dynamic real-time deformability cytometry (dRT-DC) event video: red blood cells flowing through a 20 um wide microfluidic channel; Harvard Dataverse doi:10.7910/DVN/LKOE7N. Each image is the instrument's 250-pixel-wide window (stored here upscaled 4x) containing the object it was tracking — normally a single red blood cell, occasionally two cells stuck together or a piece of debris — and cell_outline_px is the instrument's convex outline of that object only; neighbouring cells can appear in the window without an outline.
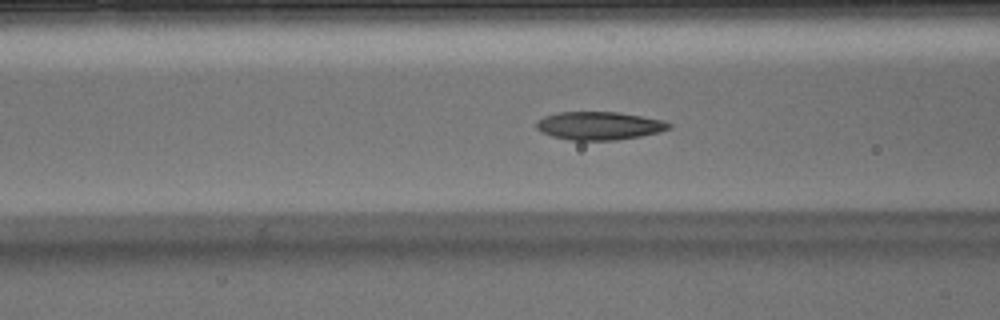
{"species": "Egyptian fruit bat (a non-hibernating species)", "species_latin": "Rousettus aegyptiacus", "temperature_condition": "warm", "stored_images_in_passage": 51, "camera_frame_rate_fps": 3000, "um_per_image_px": 0.085, "animal": {"sex": "male"}, "frame": {"image": 1, "passage_image": 18, "time_ms": 5.667, "image_size_px": [1000, 320], "cell_outline_px": [[672, 128], [660, 132], [640, 136], [616, 140], [572, 140], [552, 136], [540, 132], [536, 128], [536, 120], [544, 116], [556, 112], [616, 112], [664, 120], [672, 124]], "centroid_in_image_um": [50.92, 10.68], "position_along_channel_um": 115.7, "area_um2": 21.85}}
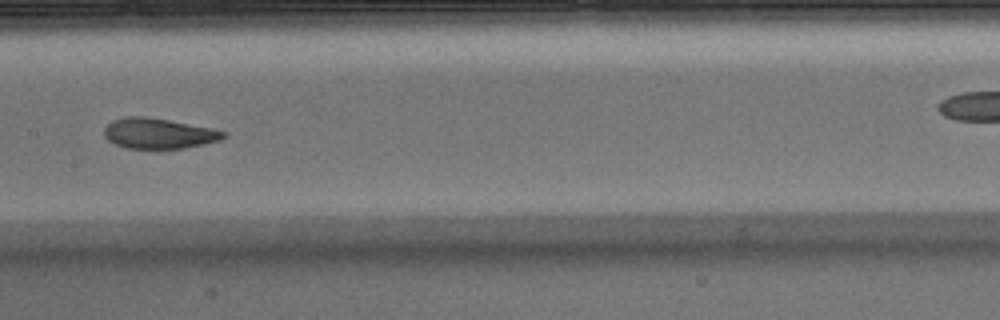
{"frame": {"image": 2, "passage_image": 24, "time_ms": 7.667, "image_size_px": [1000, 320], "cell_outline_px": [[228, 136], [220, 140], [204, 144], [184, 148], [124, 148], [108, 140], [104, 136], [104, 128], [112, 120], [124, 116], [144, 116], [168, 120], [212, 128], [228, 132]], "centroid_in_image_um": [13.49, 11.33], "position_along_channel_um": 193.9, "area_um2": 21.21}}
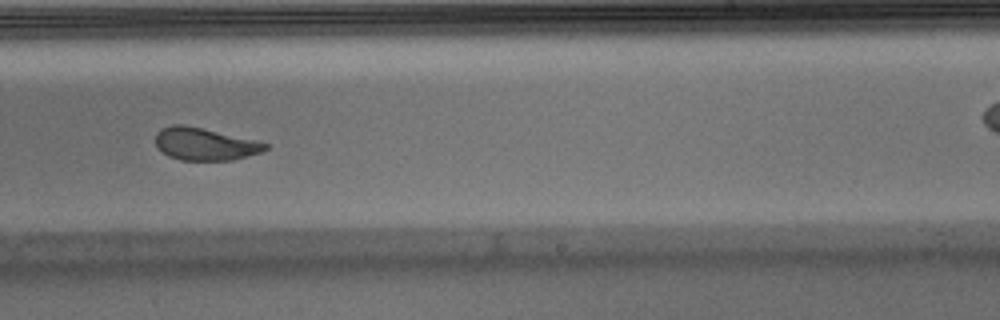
{"frame": {"image": 3, "passage_image": 30, "time_ms": 9.667, "image_size_px": [1000, 320], "cell_outline_px": [[268, 148], [260, 152], [248, 156], [232, 160], [180, 160], [168, 156], [156, 144], [156, 132], [160, 128], [172, 124], [184, 124], [256, 140], [268, 144]], "centroid_in_image_um": [17.4, 12.23], "position_along_channel_um": 271.6, "area_um2": 20.69}, "authors_computed_cell_mechanics": {"area_um2": 21.8484, "velocity_mm_per_s": 3.8966, "shape_relaxation_time_tau1_ms": 5.3024, "shape_relaxation_time_tau2_ms": 1.5631, "deformation_change_tau1": 0.1745, "deformation_change_tau2": 0.0753}}